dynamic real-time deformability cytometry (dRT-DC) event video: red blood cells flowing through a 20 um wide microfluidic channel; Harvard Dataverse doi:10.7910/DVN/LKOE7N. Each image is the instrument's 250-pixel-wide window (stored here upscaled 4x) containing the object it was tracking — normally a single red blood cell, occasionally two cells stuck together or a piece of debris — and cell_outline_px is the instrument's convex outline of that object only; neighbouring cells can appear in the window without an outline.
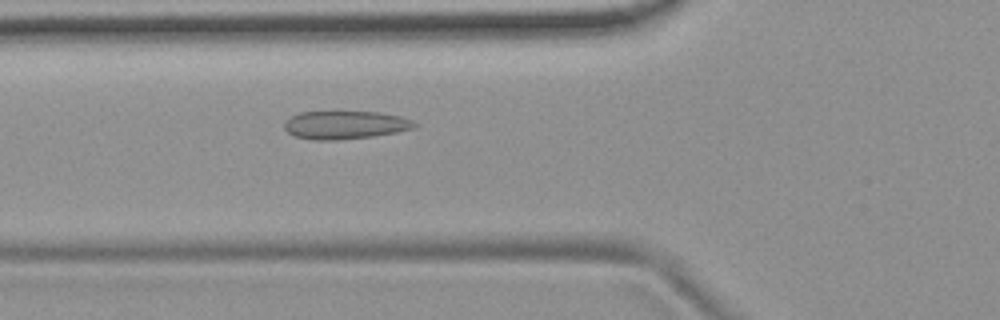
{"species": "common noctule bat (a hibernating species)", "species_latin": "Nyctalus noctula", "temperature_condition": "room temperature", "stored_images_in_passage": 54, "camera_frame_rate_fps": 3000, "um_per_image_px": 0.085, "animal": {"sex": "female", "body_mass_g": 19.9}, "frame": {"image": 1, "passage_image": 20, "time_ms": 6.333, "image_size_px": [1000, 320], "cell_outline_px": [[420, 124], [416, 128], [396, 132], [372, 136], [340, 140], [312, 140], [296, 136], [288, 132], [284, 128], [284, 120], [300, 112], [380, 112], [400, 116], [412, 120]], "centroid_in_image_um": [29.36, 10.62], "position_along_channel_um": 96.4, "area_um2": 21.44}}
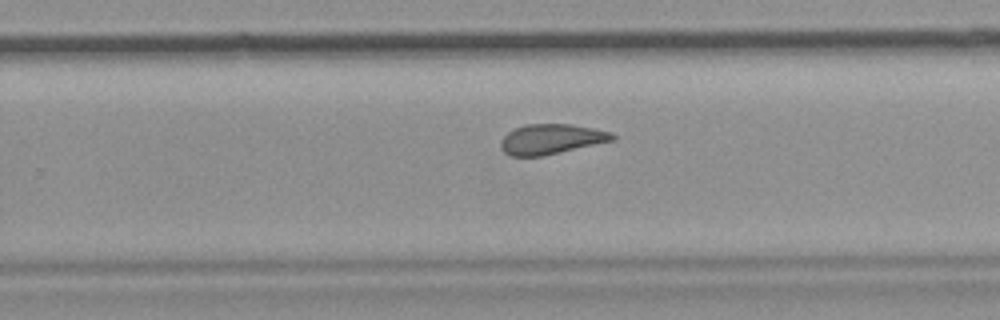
{"frame": {"image": 2, "passage_image": 35, "time_ms": 11.333, "image_size_px": [1000, 320], "cell_outline_px": [[616, 140], [544, 156], [512, 156], [504, 152], [500, 148], [500, 140], [508, 132], [524, 124], [572, 124], [612, 132], [616, 136]], "centroid_in_image_um": [46.87, 11.83], "position_along_channel_um": 282.9, "area_um2": 19.77}}
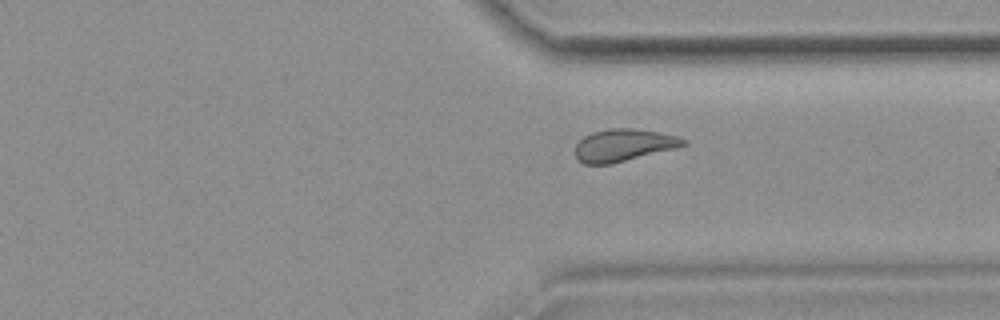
{"frame": {"image": 3, "passage_image": 41, "time_ms": 13.333, "image_size_px": [1000, 320], "cell_outline_px": [[688, 144], [676, 148], [612, 164], [584, 164], [576, 156], [576, 144], [584, 136], [592, 132], [608, 128], [632, 128], [656, 132], [676, 136], [688, 140]], "centroid_in_image_um": [53.01, 12.34], "position_along_channel_um": 358.4, "area_um2": 20.29}, "authors_computed_cell_mechanics": {"area_um2": 21.2415, "velocity_mm_per_s": 3.74, "shape_relaxation_time_tau1_ms": 11.1633, "shape_relaxation_time_tau2_ms": 1.9166, "deformation_change_tau1": 0.1652, "deformation_change_tau2": 0.0646}}